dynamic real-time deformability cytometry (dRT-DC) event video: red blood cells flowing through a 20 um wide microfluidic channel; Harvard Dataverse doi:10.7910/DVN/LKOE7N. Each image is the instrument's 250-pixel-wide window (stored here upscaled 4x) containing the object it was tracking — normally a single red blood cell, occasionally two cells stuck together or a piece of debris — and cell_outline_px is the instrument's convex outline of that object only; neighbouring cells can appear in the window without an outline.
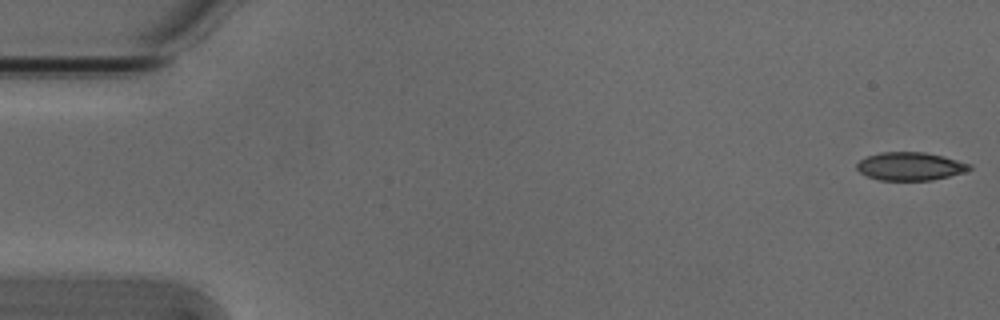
{"species": "Egyptian fruit bat (a non-hibernating species)", "species_latin": "Rousettus aegyptiacus", "temperature_condition": "cold", "stored_images_in_passage": 9, "camera_frame_rate_fps": 3000, "um_per_image_px": 0.085, "animal": {"sex": "male"}, "frame": {"image": 1, "passage_image": 1, "time_ms": 0.0, "image_size_px": [1000, 320], "cell_outline_px": [[972, 168], [964, 172], [932, 180], [880, 180], [868, 176], [860, 172], [856, 168], [856, 164], [860, 160], [868, 156], [880, 152], [924, 152], [972, 164]], "centroid_in_image_um": [77.35, 14.13], "position_along_channel_um": 7.7, "area_um2": 18.26}}